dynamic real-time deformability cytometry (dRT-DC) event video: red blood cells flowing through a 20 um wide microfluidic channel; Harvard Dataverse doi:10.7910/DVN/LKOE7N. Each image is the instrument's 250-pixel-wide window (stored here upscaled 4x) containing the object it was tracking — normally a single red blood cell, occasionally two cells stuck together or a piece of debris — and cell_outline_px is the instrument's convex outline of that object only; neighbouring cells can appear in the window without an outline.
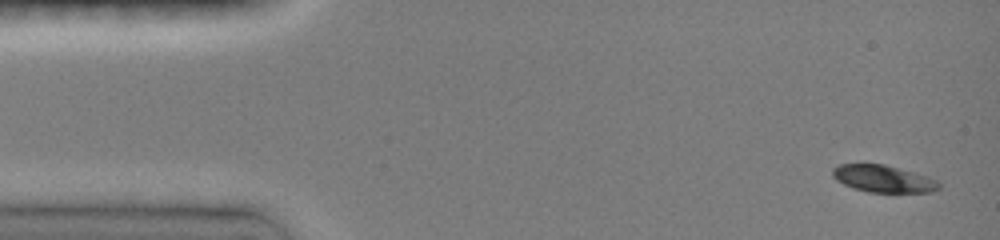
{"species": "common noctule bat (a hibernating species)", "species_latin": "Nyctalus noctula", "temperature_condition": "room temperature", "stored_images_in_passage": 18, "camera_frame_rate_fps": 3000, "um_per_image_px": 0.085, "animal": {"sex": "female", "body_mass_g": 19.0, "forearm_length_mm": 51.5}, "frame": {"image": 1, "passage_image": 1, "time_ms": 0.0, "image_size_px": [1000, 240], "cell_outline_px": [[940, 188], [932, 192], [868, 192], [852, 188], [836, 180], [832, 176], [832, 168], [840, 164], [884, 164], [912, 172], [936, 180], [940, 184]], "centroid_in_image_um": [75.03, 15.2], "position_along_channel_um": 10.0, "area_um2": 16.65}}
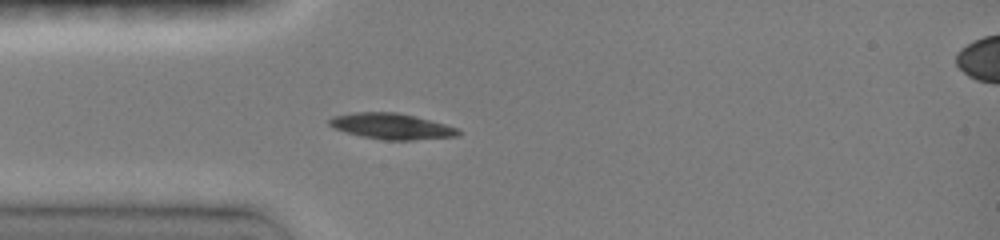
{"frame": {"image": 2, "passage_image": 13, "time_ms": 3.667, "image_size_px": [1000, 240], "cell_outline_px": [[460, 136], [412, 140], [384, 140], [360, 136], [332, 128], [328, 124], [328, 120], [332, 116], [352, 112], [396, 112], [416, 116], [460, 128]], "centroid_in_image_um": [33.28, 10.73], "position_along_channel_um": 51.7, "area_um2": 19.71}}
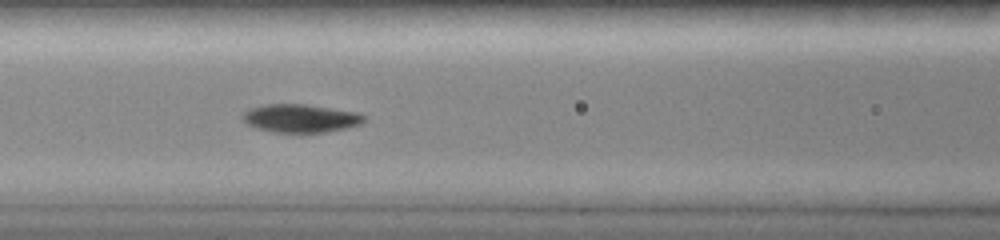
{"frame": {"image": 3, "passage_image": 18, "time_ms": 6.0, "image_size_px": [1000, 240], "cell_outline_px": [[364, 120], [360, 124], [344, 128], [324, 132], [272, 132], [256, 128], [248, 124], [240, 116], [248, 108], [264, 104], [304, 104], [360, 112], [364, 116]], "centroid_in_image_um": [25.51, 10.04], "position_along_channel_um": 141.1, "area_um2": 19.94}}